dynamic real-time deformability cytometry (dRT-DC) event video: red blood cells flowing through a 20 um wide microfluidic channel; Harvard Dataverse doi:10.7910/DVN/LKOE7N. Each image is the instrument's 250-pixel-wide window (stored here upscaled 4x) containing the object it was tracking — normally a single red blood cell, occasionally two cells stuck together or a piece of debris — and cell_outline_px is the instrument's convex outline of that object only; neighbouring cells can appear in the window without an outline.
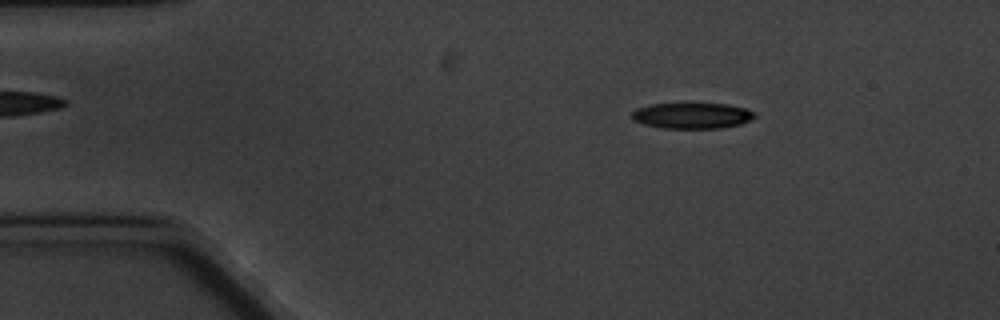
{"species": "common noctule bat (a hibernating species)", "species_latin": "Nyctalus noctula", "temperature_condition": "cold", "stored_images_in_passage": 10, "camera_frame_rate_fps": 3000, "um_per_image_px": 0.085, "animal": {"sex": "male", "body_mass_g": 20.1, "forearm_length_mm": 53.5}, "frame": {"image": 1, "passage_image": 2, "time_ms": 1.0, "image_size_px": [1000, 320], "cell_outline_px": [[756, 116], [740, 124], [720, 128], [664, 128], [644, 124], [636, 120], [632, 116], [632, 112], [636, 108], [652, 104], [688, 100], [692, 100], [728, 104], [744, 108], [756, 112]], "centroid_in_image_um": [58.83, 9.76], "position_along_channel_um": 26.2, "area_um2": 19.36}}
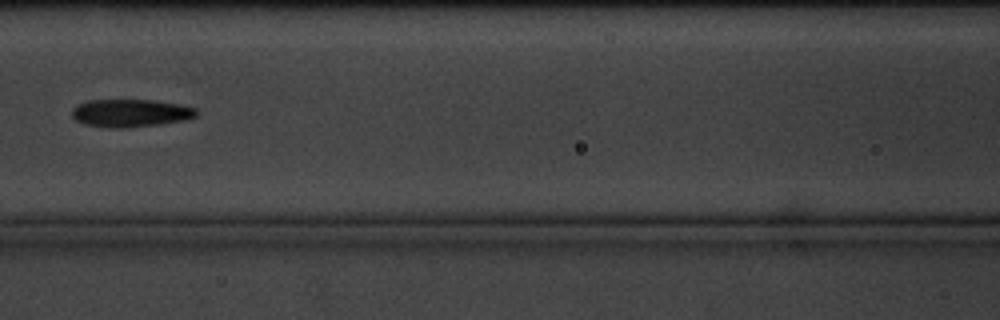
{"frame": {"image": 2, "passage_image": 6, "time_ms": 6.667, "image_size_px": [1000, 320], "cell_outline_px": [[200, 112], [196, 116], [184, 120], [160, 124], [124, 128], [120, 128], [84, 124], [76, 120], [72, 116], [72, 108], [76, 104], [88, 100], [156, 100], [180, 104], [196, 108]], "centroid_in_image_um": [11.12, 9.59], "position_along_channel_um": 155.5, "area_um2": 20.23}}
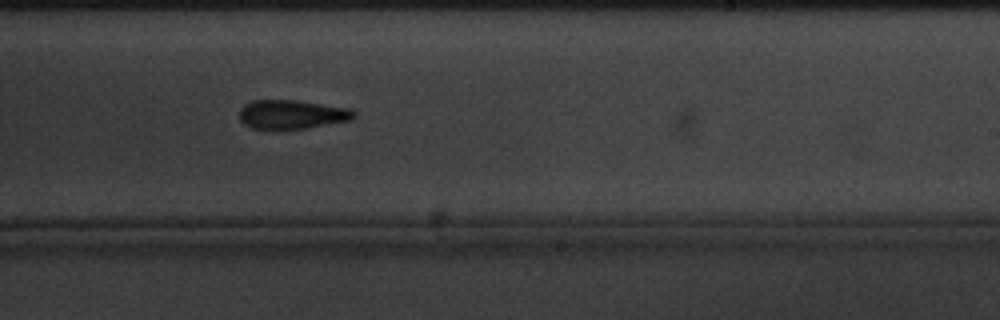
{"frame": {"image": 3, "passage_image": 9, "time_ms": 10.0, "image_size_px": [1000, 320], "cell_outline_px": [[356, 116], [352, 120], [304, 128], [252, 128], [244, 124], [240, 120], [240, 108], [244, 104], [252, 100], [296, 100], [352, 108], [356, 112]], "centroid_in_image_um": [24.84, 9.7], "position_along_channel_um": 264.2, "area_um2": 19.31}}